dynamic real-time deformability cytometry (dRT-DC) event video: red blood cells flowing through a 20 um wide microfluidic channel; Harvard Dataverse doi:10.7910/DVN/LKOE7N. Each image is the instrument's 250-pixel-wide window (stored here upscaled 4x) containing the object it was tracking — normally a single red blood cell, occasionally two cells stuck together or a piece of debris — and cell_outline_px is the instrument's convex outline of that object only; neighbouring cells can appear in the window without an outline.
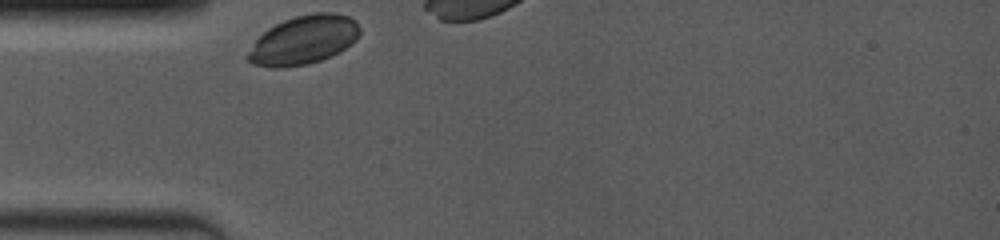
{"species": "common noctule bat (a hibernating species)", "species_latin": "Nyctalus noctula", "temperature_condition": "room temperature", "stored_images_in_passage": 8, "camera_frame_rate_fps": 4000, "um_per_image_px": 0.085, "animal": {"sex": "female", "body_mass_g": 19.0, "forearm_length_mm": 53.3}, "frame": {"image": 1, "passage_image": 1, "time_ms": 0.0, "image_size_px": [1000, 240], "cell_outline_px": [[360, 32], [356, 40], [340, 52], [320, 60], [308, 64], [280, 68], [272, 68], [252, 64], [244, 56], [256, 40], [268, 28], [284, 20], [296, 16], [316, 12], [332, 12], [348, 16], [356, 20], [360, 28]], "centroid_in_image_um": [25.8, 3.4], "position_along_channel_um": 59.2, "area_um2": 31.91}}